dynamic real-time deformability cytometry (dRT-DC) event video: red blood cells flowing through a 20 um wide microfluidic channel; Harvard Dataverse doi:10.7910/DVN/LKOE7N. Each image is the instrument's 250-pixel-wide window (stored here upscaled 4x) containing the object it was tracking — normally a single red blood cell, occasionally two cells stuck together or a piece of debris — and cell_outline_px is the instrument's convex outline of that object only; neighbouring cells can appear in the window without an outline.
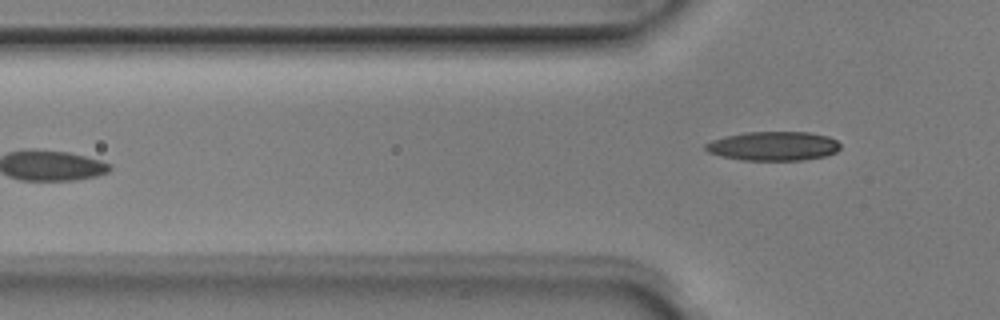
{"species": "Egyptian fruit bat (a non-hibernating species)", "species_latin": "Rousettus aegyptiacus", "temperature_condition": "room temperature", "stored_images_in_passage": 5, "camera_frame_rate_fps": 3000, "um_per_image_px": 0.085, "animal": {"sex": "male"}, "frame": {"image": 1, "passage_image": 5, "time_ms": 1.333, "image_size_px": [1000, 320], "cell_outline_px": [[840, 148], [836, 152], [824, 156], [804, 160], [740, 160], [720, 156], [708, 152], [704, 148], [704, 144], [712, 140], [744, 132], [808, 132], [828, 136], [836, 140], [840, 144]], "centroid_in_image_um": [65.73, 12.42], "position_along_channel_um": 60.1, "area_um2": 22.89}}